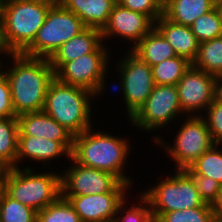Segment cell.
<instances>
[{
	"label": "cell",
	"instance_id": "cell-33",
	"mask_svg": "<svg viewBox=\"0 0 222 222\" xmlns=\"http://www.w3.org/2000/svg\"><path fill=\"white\" fill-rule=\"evenodd\" d=\"M212 140L215 144H222V104L213 101L203 113Z\"/></svg>",
	"mask_w": 222,
	"mask_h": 222
},
{
	"label": "cell",
	"instance_id": "cell-29",
	"mask_svg": "<svg viewBox=\"0 0 222 222\" xmlns=\"http://www.w3.org/2000/svg\"><path fill=\"white\" fill-rule=\"evenodd\" d=\"M36 222H81L79 215L67 199L61 196L37 212Z\"/></svg>",
	"mask_w": 222,
	"mask_h": 222
},
{
	"label": "cell",
	"instance_id": "cell-32",
	"mask_svg": "<svg viewBox=\"0 0 222 222\" xmlns=\"http://www.w3.org/2000/svg\"><path fill=\"white\" fill-rule=\"evenodd\" d=\"M129 10L147 15L153 22L163 15L164 0H117Z\"/></svg>",
	"mask_w": 222,
	"mask_h": 222
},
{
	"label": "cell",
	"instance_id": "cell-40",
	"mask_svg": "<svg viewBox=\"0 0 222 222\" xmlns=\"http://www.w3.org/2000/svg\"><path fill=\"white\" fill-rule=\"evenodd\" d=\"M11 166L0 158V182H6Z\"/></svg>",
	"mask_w": 222,
	"mask_h": 222
},
{
	"label": "cell",
	"instance_id": "cell-31",
	"mask_svg": "<svg viewBox=\"0 0 222 222\" xmlns=\"http://www.w3.org/2000/svg\"><path fill=\"white\" fill-rule=\"evenodd\" d=\"M210 206H199L187 210L163 213L155 222H210L213 216Z\"/></svg>",
	"mask_w": 222,
	"mask_h": 222
},
{
	"label": "cell",
	"instance_id": "cell-26",
	"mask_svg": "<svg viewBox=\"0 0 222 222\" xmlns=\"http://www.w3.org/2000/svg\"><path fill=\"white\" fill-rule=\"evenodd\" d=\"M18 134L17 117L0 119V158L11 167H16Z\"/></svg>",
	"mask_w": 222,
	"mask_h": 222
},
{
	"label": "cell",
	"instance_id": "cell-10",
	"mask_svg": "<svg viewBox=\"0 0 222 222\" xmlns=\"http://www.w3.org/2000/svg\"><path fill=\"white\" fill-rule=\"evenodd\" d=\"M125 51L122 57H117L119 61H116L114 67L123 77L125 90V107L123 108L129 120L147 100L155 87V82L151 66L130 50Z\"/></svg>",
	"mask_w": 222,
	"mask_h": 222
},
{
	"label": "cell",
	"instance_id": "cell-27",
	"mask_svg": "<svg viewBox=\"0 0 222 222\" xmlns=\"http://www.w3.org/2000/svg\"><path fill=\"white\" fill-rule=\"evenodd\" d=\"M138 195H135L137 196L135 197L136 204L132 202L130 206L131 196H129V199L128 197L125 198L117 208L114 222H155L149 201L140 192H138Z\"/></svg>",
	"mask_w": 222,
	"mask_h": 222
},
{
	"label": "cell",
	"instance_id": "cell-3",
	"mask_svg": "<svg viewBox=\"0 0 222 222\" xmlns=\"http://www.w3.org/2000/svg\"><path fill=\"white\" fill-rule=\"evenodd\" d=\"M92 104L91 91L64 84L55 78L48 87L42 111L76 136L95 126Z\"/></svg>",
	"mask_w": 222,
	"mask_h": 222
},
{
	"label": "cell",
	"instance_id": "cell-45",
	"mask_svg": "<svg viewBox=\"0 0 222 222\" xmlns=\"http://www.w3.org/2000/svg\"><path fill=\"white\" fill-rule=\"evenodd\" d=\"M1 12H2V3H1V0H0V16H1Z\"/></svg>",
	"mask_w": 222,
	"mask_h": 222
},
{
	"label": "cell",
	"instance_id": "cell-13",
	"mask_svg": "<svg viewBox=\"0 0 222 222\" xmlns=\"http://www.w3.org/2000/svg\"><path fill=\"white\" fill-rule=\"evenodd\" d=\"M131 189L134 188L120 182L109 193L68 195L65 199L73 206L81 222H114L118 206L129 196Z\"/></svg>",
	"mask_w": 222,
	"mask_h": 222
},
{
	"label": "cell",
	"instance_id": "cell-35",
	"mask_svg": "<svg viewBox=\"0 0 222 222\" xmlns=\"http://www.w3.org/2000/svg\"><path fill=\"white\" fill-rule=\"evenodd\" d=\"M108 71H109V67L104 71V73L101 75V77L99 78L98 80V83L95 87V90L92 92V96H93V104L95 103V98L97 99L98 97L100 96H105V91H108V89L112 90L114 89V93H116V91L118 93H121L119 95H121L122 99H123V102L124 105H125V90H124V81H123V77L121 76L120 72L116 70L115 73H118L117 74V78L115 79H118L119 81H117V84L116 82L114 81V83H110L112 86L110 88H108L110 86V84L108 85L107 83V80H108V77L110 75H108ZM107 77V78H106ZM107 79V80H106ZM119 82V83H118ZM107 83V84H106ZM108 86V87H107ZM108 88V89H107ZM113 91V90H112ZM113 93V92H111ZM117 93V94H118ZM116 95V94H115Z\"/></svg>",
	"mask_w": 222,
	"mask_h": 222
},
{
	"label": "cell",
	"instance_id": "cell-18",
	"mask_svg": "<svg viewBox=\"0 0 222 222\" xmlns=\"http://www.w3.org/2000/svg\"><path fill=\"white\" fill-rule=\"evenodd\" d=\"M103 43L101 30L86 28L80 34L62 44L49 59L56 72L64 63L88 53H93Z\"/></svg>",
	"mask_w": 222,
	"mask_h": 222
},
{
	"label": "cell",
	"instance_id": "cell-19",
	"mask_svg": "<svg viewBox=\"0 0 222 222\" xmlns=\"http://www.w3.org/2000/svg\"><path fill=\"white\" fill-rule=\"evenodd\" d=\"M154 27L173 47L177 56L193 62L197 56L199 42L191 27L176 24L163 15L154 22Z\"/></svg>",
	"mask_w": 222,
	"mask_h": 222
},
{
	"label": "cell",
	"instance_id": "cell-11",
	"mask_svg": "<svg viewBox=\"0 0 222 222\" xmlns=\"http://www.w3.org/2000/svg\"><path fill=\"white\" fill-rule=\"evenodd\" d=\"M111 53V48L103 42L93 53L64 63L55 72V78L64 84L93 92L101 75L110 67V63L111 66L114 63L110 61L113 56Z\"/></svg>",
	"mask_w": 222,
	"mask_h": 222
},
{
	"label": "cell",
	"instance_id": "cell-22",
	"mask_svg": "<svg viewBox=\"0 0 222 222\" xmlns=\"http://www.w3.org/2000/svg\"><path fill=\"white\" fill-rule=\"evenodd\" d=\"M130 51L151 67L177 56L173 47L155 27Z\"/></svg>",
	"mask_w": 222,
	"mask_h": 222
},
{
	"label": "cell",
	"instance_id": "cell-7",
	"mask_svg": "<svg viewBox=\"0 0 222 222\" xmlns=\"http://www.w3.org/2000/svg\"><path fill=\"white\" fill-rule=\"evenodd\" d=\"M185 118V119H184ZM182 124L174 139L167 143L164 136L159 135L153 141L155 146L165 150L168 157L175 165V170L188 169L205 151L209 150L215 143L212 140L207 123L202 116H185L181 119ZM184 120V121H183ZM163 137V138H162ZM166 141V142H165Z\"/></svg>",
	"mask_w": 222,
	"mask_h": 222
},
{
	"label": "cell",
	"instance_id": "cell-8",
	"mask_svg": "<svg viewBox=\"0 0 222 222\" xmlns=\"http://www.w3.org/2000/svg\"><path fill=\"white\" fill-rule=\"evenodd\" d=\"M183 116L176 85H155L147 100L128 121L137 131L155 132L156 135L152 136V141H155L159 137L157 132L168 129L170 124L174 126V122H180Z\"/></svg>",
	"mask_w": 222,
	"mask_h": 222
},
{
	"label": "cell",
	"instance_id": "cell-43",
	"mask_svg": "<svg viewBox=\"0 0 222 222\" xmlns=\"http://www.w3.org/2000/svg\"><path fill=\"white\" fill-rule=\"evenodd\" d=\"M210 222H222V216L213 214Z\"/></svg>",
	"mask_w": 222,
	"mask_h": 222
},
{
	"label": "cell",
	"instance_id": "cell-15",
	"mask_svg": "<svg viewBox=\"0 0 222 222\" xmlns=\"http://www.w3.org/2000/svg\"><path fill=\"white\" fill-rule=\"evenodd\" d=\"M216 77L192 65L176 84L180 106L185 116H202L214 101ZM203 112V113H202Z\"/></svg>",
	"mask_w": 222,
	"mask_h": 222
},
{
	"label": "cell",
	"instance_id": "cell-42",
	"mask_svg": "<svg viewBox=\"0 0 222 222\" xmlns=\"http://www.w3.org/2000/svg\"><path fill=\"white\" fill-rule=\"evenodd\" d=\"M215 7H216V10L219 14L220 21L222 23V1L216 2Z\"/></svg>",
	"mask_w": 222,
	"mask_h": 222
},
{
	"label": "cell",
	"instance_id": "cell-39",
	"mask_svg": "<svg viewBox=\"0 0 222 222\" xmlns=\"http://www.w3.org/2000/svg\"><path fill=\"white\" fill-rule=\"evenodd\" d=\"M214 214L222 216V186L217 193L215 201L211 205Z\"/></svg>",
	"mask_w": 222,
	"mask_h": 222
},
{
	"label": "cell",
	"instance_id": "cell-24",
	"mask_svg": "<svg viewBox=\"0 0 222 222\" xmlns=\"http://www.w3.org/2000/svg\"><path fill=\"white\" fill-rule=\"evenodd\" d=\"M185 171L189 175L211 177L222 185V144H214Z\"/></svg>",
	"mask_w": 222,
	"mask_h": 222
},
{
	"label": "cell",
	"instance_id": "cell-6",
	"mask_svg": "<svg viewBox=\"0 0 222 222\" xmlns=\"http://www.w3.org/2000/svg\"><path fill=\"white\" fill-rule=\"evenodd\" d=\"M56 2H15L2 4L5 39L13 53H23L34 41Z\"/></svg>",
	"mask_w": 222,
	"mask_h": 222
},
{
	"label": "cell",
	"instance_id": "cell-34",
	"mask_svg": "<svg viewBox=\"0 0 222 222\" xmlns=\"http://www.w3.org/2000/svg\"><path fill=\"white\" fill-rule=\"evenodd\" d=\"M196 185L199 195L205 204L212 205L217 197V193L221 188V184L211 177L202 175H190Z\"/></svg>",
	"mask_w": 222,
	"mask_h": 222
},
{
	"label": "cell",
	"instance_id": "cell-41",
	"mask_svg": "<svg viewBox=\"0 0 222 222\" xmlns=\"http://www.w3.org/2000/svg\"><path fill=\"white\" fill-rule=\"evenodd\" d=\"M15 2H58V0H1L2 4H9Z\"/></svg>",
	"mask_w": 222,
	"mask_h": 222
},
{
	"label": "cell",
	"instance_id": "cell-38",
	"mask_svg": "<svg viewBox=\"0 0 222 222\" xmlns=\"http://www.w3.org/2000/svg\"><path fill=\"white\" fill-rule=\"evenodd\" d=\"M214 101L222 104V76H217L214 82Z\"/></svg>",
	"mask_w": 222,
	"mask_h": 222
},
{
	"label": "cell",
	"instance_id": "cell-16",
	"mask_svg": "<svg viewBox=\"0 0 222 222\" xmlns=\"http://www.w3.org/2000/svg\"><path fill=\"white\" fill-rule=\"evenodd\" d=\"M65 157L67 162L71 158V152L59 141L33 136H18V153L16 158V168H23L27 160L40 163L41 168L47 169L52 164V160ZM24 161V162H23ZM21 164V165H20ZM48 166V167H47Z\"/></svg>",
	"mask_w": 222,
	"mask_h": 222
},
{
	"label": "cell",
	"instance_id": "cell-1",
	"mask_svg": "<svg viewBox=\"0 0 222 222\" xmlns=\"http://www.w3.org/2000/svg\"><path fill=\"white\" fill-rule=\"evenodd\" d=\"M6 59L9 65L2 62L1 71L10 85L15 114L41 112L48 87L55 79L49 59L28 57L22 53H14Z\"/></svg>",
	"mask_w": 222,
	"mask_h": 222
},
{
	"label": "cell",
	"instance_id": "cell-21",
	"mask_svg": "<svg viewBox=\"0 0 222 222\" xmlns=\"http://www.w3.org/2000/svg\"><path fill=\"white\" fill-rule=\"evenodd\" d=\"M215 3V0H164L163 16L190 27L198 17L212 10Z\"/></svg>",
	"mask_w": 222,
	"mask_h": 222
},
{
	"label": "cell",
	"instance_id": "cell-36",
	"mask_svg": "<svg viewBox=\"0 0 222 222\" xmlns=\"http://www.w3.org/2000/svg\"><path fill=\"white\" fill-rule=\"evenodd\" d=\"M12 117L17 115L12 105L10 85L5 74L0 71V119Z\"/></svg>",
	"mask_w": 222,
	"mask_h": 222
},
{
	"label": "cell",
	"instance_id": "cell-30",
	"mask_svg": "<svg viewBox=\"0 0 222 222\" xmlns=\"http://www.w3.org/2000/svg\"><path fill=\"white\" fill-rule=\"evenodd\" d=\"M190 27L199 43L222 36V23L216 7L198 17Z\"/></svg>",
	"mask_w": 222,
	"mask_h": 222
},
{
	"label": "cell",
	"instance_id": "cell-9",
	"mask_svg": "<svg viewBox=\"0 0 222 222\" xmlns=\"http://www.w3.org/2000/svg\"><path fill=\"white\" fill-rule=\"evenodd\" d=\"M87 27L71 11L56 2L48 11L45 22L33 43L22 53L28 57L50 59L59 47Z\"/></svg>",
	"mask_w": 222,
	"mask_h": 222
},
{
	"label": "cell",
	"instance_id": "cell-20",
	"mask_svg": "<svg viewBox=\"0 0 222 222\" xmlns=\"http://www.w3.org/2000/svg\"><path fill=\"white\" fill-rule=\"evenodd\" d=\"M68 11L74 13L87 28L102 30L117 0H58Z\"/></svg>",
	"mask_w": 222,
	"mask_h": 222
},
{
	"label": "cell",
	"instance_id": "cell-17",
	"mask_svg": "<svg viewBox=\"0 0 222 222\" xmlns=\"http://www.w3.org/2000/svg\"><path fill=\"white\" fill-rule=\"evenodd\" d=\"M18 136L42 137L61 142L70 152L73 135L45 112L23 113L17 116Z\"/></svg>",
	"mask_w": 222,
	"mask_h": 222
},
{
	"label": "cell",
	"instance_id": "cell-23",
	"mask_svg": "<svg viewBox=\"0 0 222 222\" xmlns=\"http://www.w3.org/2000/svg\"><path fill=\"white\" fill-rule=\"evenodd\" d=\"M192 66L215 77L222 76V36L199 43Z\"/></svg>",
	"mask_w": 222,
	"mask_h": 222
},
{
	"label": "cell",
	"instance_id": "cell-14",
	"mask_svg": "<svg viewBox=\"0 0 222 222\" xmlns=\"http://www.w3.org/2000/svg\"><path fill=\"white\" fill-rule=\"evenodd\" d=\"M154 22L145 14L129 10L116 3L111 11L108 23L101 30L102 40L107 43L115 38L118 41H125V45L131 50L141 41L152 29Z\"/></svg>",
	"mask_w": 222,
	"mask_h": 222
},
{
	"label": "cell",
	"instance_id": "cell-4",
	"mask_svg": "<svg viewBox=\"0 0 222 222\" xmlns=\"http://www.w3.org/2000/svg\"><path fill=\"white\" fill-rule=\"evenodd\" d=\"M31 165L12 167L5 182V192L18 202L40 211L61 196L60 173L49 168L37 172Z\"/></svg>",
	"mask_w": 222,
	"mask_h": 222
},
{
	"label": "cell",
	"instance_id": "cell-12",
	"mask_svg": "<svg viewBox=\"0 0 222 222\" xmlns=\"http://www.w3.org/2000/svg\"><path fill=\"white\" fill-rule=\"evenodd\" d=\"M68 168L60 171L61 197L111 192L121 181L112 173L87 167L70 158Z\"/></svg>",
	"mask_w": 222,
	"mask_h": 222
},
{
	"label": "cell",
	"instance_id": "cell-44",
	"mask_svg": "<svg viewBox=\"0 0 222 222\" xmlns=\"http://www.w3.org/2000/svg\"><path fill=\"white\" fill-rule=\"evenodd\" d=\"M4 191H5V182H0V200Z\"/></svg>",
	"mask_w": 222,
	"mask_h": 222
},
{
	"label": "cell",
	"instance_id": "cell-46",
	"mask_svg": "<svg viewBox=\"0 0 222 222\" xmlns=\"http://www.w3.org/2000/svg\"><path fill=\"white\" fill-rule=\"evenodd\" d=\"M2 62L5 63V61L4 60H0V71H1V67H2Z\"/></svg>",
	"mask_w": 222,
	"mask_h": 222
},
{
	"label": "cell",
	"instance_id": "cell-37",
	"mask_svg": "<svg viewBox=\"0 0 222 222\" xmlns=\"http://www.w3.org/2000/svg\"><path fill=\"white\" fill-rule=\"evenodd\" d=\"M13 54L14 53L12 52V50L10 49V47L6 42L4 34V23L2 17L0 16V60H2V58H5L3 59L5 61L7 57L12 56Z\"/></svg>",
	"mask_w": 222,
	"mask_h": 222
},
{
	"label": "cell",
	"instance_id": "cell-5",
	"mask_svg": "<svg viewBox=\"0 0 222 222\" xmlns=\"http://www.w3.org/2000/svg\"><path fill=\"white\" fill-rule=\"evenodd\" d=\"M140 193L149 201L155 221L165 212L187 210L205 204L193 178L185 170H173Z\"/></svg>",
	"mask_w": 222,
	"mask_h": 222
},
{
	"label": "cell",
	"instance_id": "cell-28",
	"mask_svg": "<svg viewBox=\"0 0 222 222\" xmlns=\"http://www.w3.org/2000/svg\"><path fill=\"white\" fill-rule=\"evenodd\" d=\"M37 211L11 198L5 191L0 200V222H36Z\"/></svg>",
	"mask_w": 222,
	"mask_h": 222
},
{
	"label": "cell",
	"instance_id": "cell-25",
	"mask_svg": "<svg viewBox=\"0 0 222 222\" xmlns=\"http://www.w3.org/2000/svg\"><path fill=\"white\" fill-rule=\"evenodd\" d=\"M191 65L186 58L175 56L152 66L155 85H176Z\"/></svg>",
	"mask_w": 222,
	"mask_h": 222
},
{
	"label": "cell",
	"instance_id": "cell-2",
	"mask_svg": "<svg viewBox=\"0 0 222 222\" xmlns=\"http://www.w3.org/2000/svg\"><path fill=\"white\" fill-rule=\"evenodd\" d=\"M129 139L91 127L73 137L71 158L78 164L112 173L133 188L135 180L124 172L132 154Z\"/></svg>",
	"mask_w": 222,
	"mask_h": 222
}]
</instances>
